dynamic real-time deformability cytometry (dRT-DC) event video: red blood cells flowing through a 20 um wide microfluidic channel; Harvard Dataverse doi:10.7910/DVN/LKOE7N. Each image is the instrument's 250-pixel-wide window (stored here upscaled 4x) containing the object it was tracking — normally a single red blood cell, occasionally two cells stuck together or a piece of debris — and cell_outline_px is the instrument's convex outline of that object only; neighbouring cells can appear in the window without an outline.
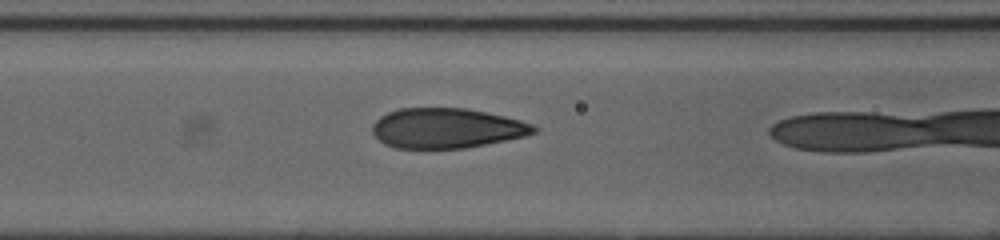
{"species": "human", "species_latin": "Homo sapiens", "temperature_condition": "cold", "stored_images_in_passage": 21, "camera_frame_rate_fps": 3000, "um_per_image_px": 0.085, "donor": {"sex": "female"}, "frame": {"image": 1, "passage_image": 20, "time_ms": 6.333, "image_size_px": [1000, 240], "cell_outline_px": [[540, 128], [536, 132], [524, 136], [464, 148], [396, 148], [384, 144], [372, 132], [372, 124], [380, 116], [388, 112], [400, 108], [464, 108], [504, 116], [520, 120], [532, 124]], "centroid_in_image_um": [37.94, 10.89], "position_along_channel_um": 128.7, "area_um2": 37.4}}